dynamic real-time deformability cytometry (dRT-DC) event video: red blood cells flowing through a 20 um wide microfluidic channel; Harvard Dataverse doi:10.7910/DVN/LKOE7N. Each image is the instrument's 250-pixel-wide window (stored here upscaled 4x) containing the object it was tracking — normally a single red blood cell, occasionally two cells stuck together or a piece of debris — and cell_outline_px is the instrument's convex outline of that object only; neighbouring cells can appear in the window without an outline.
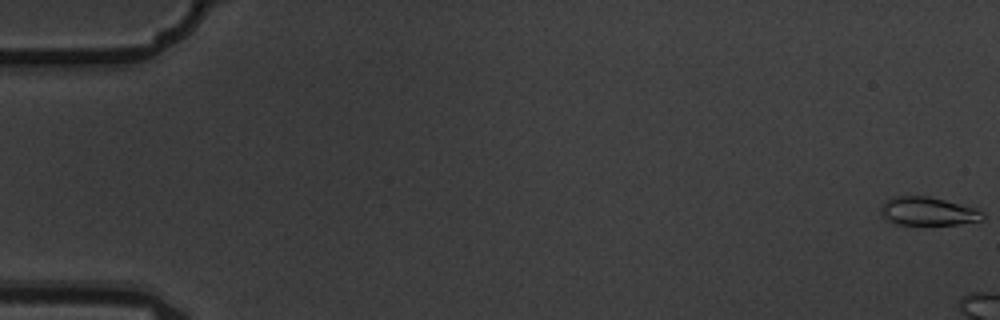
{"species": "common noctule bat (a hibernating species)", "species_latin": "Nyctalus noctula", "temperature_condition": "warm", "stored_images_in_passage": 4, "camera_frame_rate_fps": 3000, "um_per_image_px": 0.085, "animal": {"sex": "male", "body_mass_g": 19.5, "forearm_length_mm": 54.6}, "frame": {"image": 1, "passage_image": 1, "time_ms": 0.0, "image_size_px": [1000, 320], "cell_outline_px": [[984, 220], [956, 224], [896, 224], [888, 220], [880, 212], [880, 204], [884, 200], [892, 196], [928, 196], [976, 208], [984, 212]], "centroid_in_image_um": [78.85, 17.94], "position_along_channel_um": 6.1, "area_um2": 16.88}}